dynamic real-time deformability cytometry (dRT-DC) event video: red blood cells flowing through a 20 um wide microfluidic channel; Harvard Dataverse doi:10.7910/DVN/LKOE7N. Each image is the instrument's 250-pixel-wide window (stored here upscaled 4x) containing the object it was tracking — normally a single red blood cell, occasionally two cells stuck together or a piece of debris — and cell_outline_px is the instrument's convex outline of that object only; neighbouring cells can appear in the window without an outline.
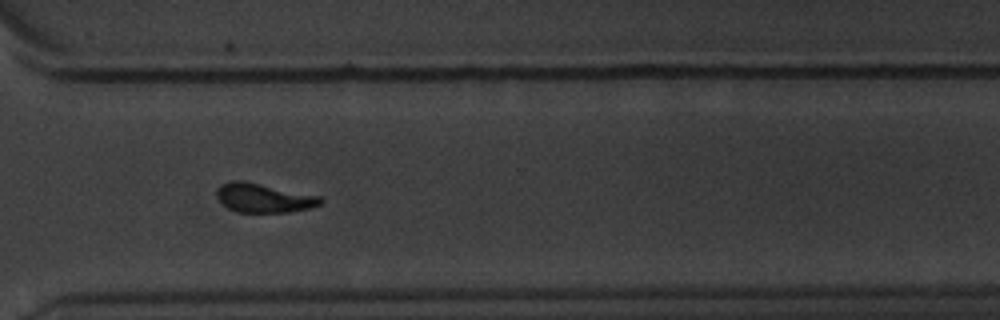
{"species": "common noctule bat (a hibernating species)", "species_latin": "Nyctalus noctula", "temperature_condition": "warm", "stored_images_in_passage": 16, "camera_frame_rate_fps": 3000, "um_per_image_px": 0.085, "animal": {"sex": "male", "body_mass_g": 20.1, "forearm_length_mm": 53.5}, "frame": {"image": 1, "passage_image": 12, "time_ms": 13.667, "image_size_px": [1000, 320], "cell_outline_px": [[324, 200], [320, 204], [308, 208], [288, 212], [240, 212], [228, 208], [216, 196], [216, 192], [220, 184], [232, 180], [240, 180], [320, 196]], "centroid_in_image_um": [22.39, 16.82], "position_along_channel_um": 348.2, "area_um2": 17.28}}
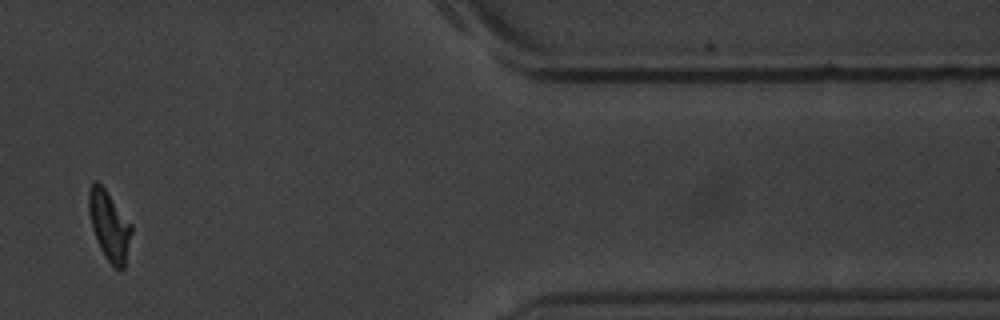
{"frame": {"image": 2, "passage_image": 14, "time_ms": 16.333, "image_size_px": [1000, 320], "cell_outline_px": [[132, 232], [124, 268], [116, 268], [104, 256], [100, 248], [92, 228], [88, 212], [88, 192], [92, 184], [96, 180], [104, 188], [132, 224]], "centroid_in_image_um": [9.28, 19.17], "position_along_channel_um": 402.1, "area_um2": 17.05}, "authors_computed_cell_mechanics": {"area_um2": 16.9643, "velocity_mm_per_s": 3.4114, "shape_relaxation_time_tau1_ms": 3.1839, "shape_relaxation_time_tau2_ms": 4.5501, "deformation_change_tau1": 0.1611, "deformation_change_tau2": 0.1241}}